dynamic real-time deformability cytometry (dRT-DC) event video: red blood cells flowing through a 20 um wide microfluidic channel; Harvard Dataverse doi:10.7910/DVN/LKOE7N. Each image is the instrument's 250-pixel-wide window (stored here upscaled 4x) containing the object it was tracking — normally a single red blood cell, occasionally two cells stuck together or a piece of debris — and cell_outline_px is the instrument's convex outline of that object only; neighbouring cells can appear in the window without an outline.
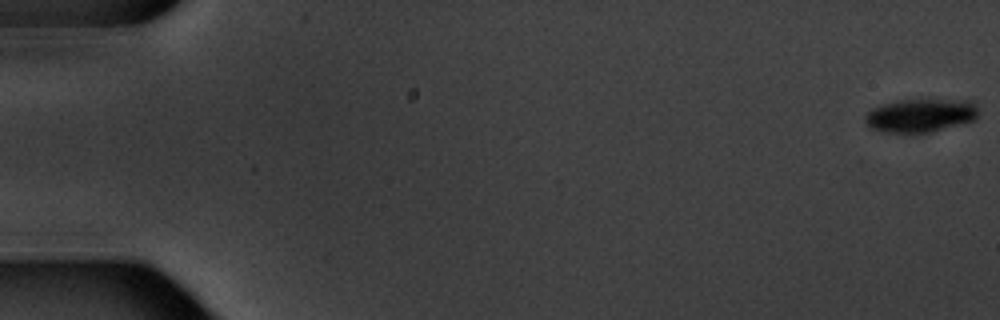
{"species": "common noctule bat (a hibernating species)", "species_latin": "Nyctalus noctula", "temperature_condition": "warm", "stored_images_in_passage": 7, "camera_frame_rate_fps": 3000, "um_per_image_px": 0.085, "animal": {"sex": "male", "body_mass_g": 20.1, "forearm_length_mm": 53.5}, "frame": {"image": 1, "passage_image": 1, "time_ms": 0.0, "image_size_px": [1000, 320], "cell_outline_px": [[976, 120], [916, 136], [880, 132], [868, 128], [864, 120], [864, 116], [872, 108], [896, 100], [976, 100]], "centroid_in_image_um": [78.19, 9.86], "position_along_channel_um": 6.8, "area_um2": 22.89}}
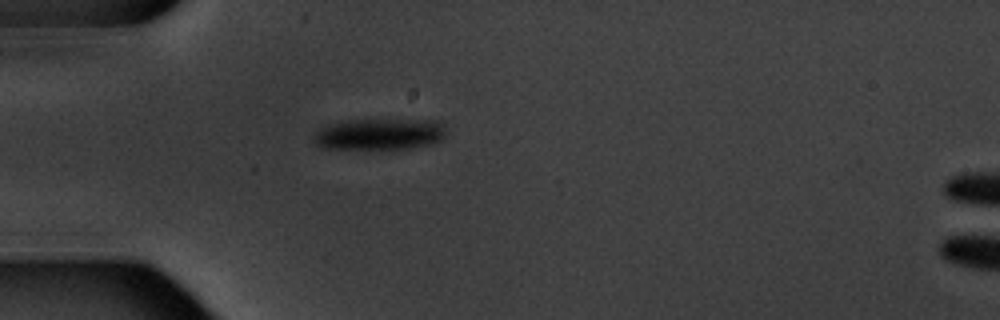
{"frame": {"image": 2, "passage_image": 6, "time_ms": 5.667, "image_size_px": [1000, 320], "cell_outline_px": [[448, 132], [440, 140], [428, 144], [412, 148], [320, 148], [312, 140], [312, 136], [320, 128], [332, 124], [352, 120], [436, 120], [444, 124]], "centroid_in_image_um": [32.28, 11.4], "position_along_channel_um": 52.7, "area_um2": 23.99}}